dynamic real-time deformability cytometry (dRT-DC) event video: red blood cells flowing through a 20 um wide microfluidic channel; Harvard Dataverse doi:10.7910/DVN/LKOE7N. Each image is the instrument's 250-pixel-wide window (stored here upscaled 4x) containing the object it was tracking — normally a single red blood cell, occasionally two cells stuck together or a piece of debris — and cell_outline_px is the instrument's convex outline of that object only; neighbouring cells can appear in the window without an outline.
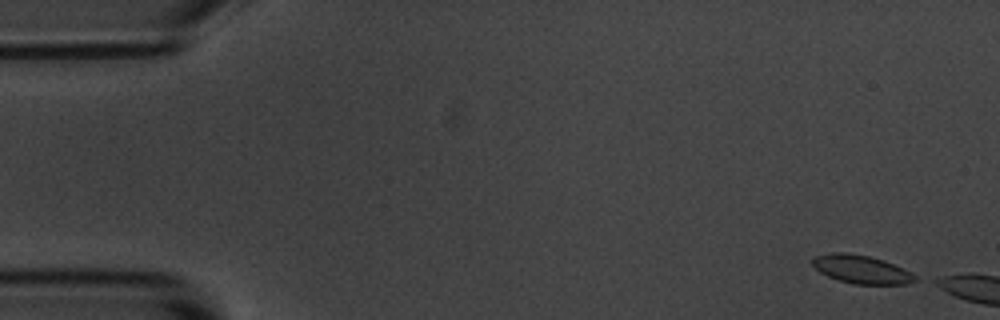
{"species": "common noctule bat (a hibernating species)", "species_latin": "Nyctalus noctula", "temperature_condition": "room temperature", "stored_images_in_passage": 2, "camera_frame_rate_fps": 3000, "um_per_image_px": 0.085, "animal": {"sex": "male", "body_mass_g": 20.1, "forearm_length_mm": 53.5}, "frame": {"image": 1, "passage_image": 1, "time_ms": 0.0, "image_size_px": [1000, 320], "cell_outline_px": [[916, 280], [908, 284], [852, 284], [828, 276], [820, 272], [812, 264], [812, 256], [832, 252], [844, 252], [868, 256], [884, 260], [916, 276]], "centroid_in_image_um": [73.16, 22.89], "position_along_channel_um": 11.8, "area_um2": 16.7}}